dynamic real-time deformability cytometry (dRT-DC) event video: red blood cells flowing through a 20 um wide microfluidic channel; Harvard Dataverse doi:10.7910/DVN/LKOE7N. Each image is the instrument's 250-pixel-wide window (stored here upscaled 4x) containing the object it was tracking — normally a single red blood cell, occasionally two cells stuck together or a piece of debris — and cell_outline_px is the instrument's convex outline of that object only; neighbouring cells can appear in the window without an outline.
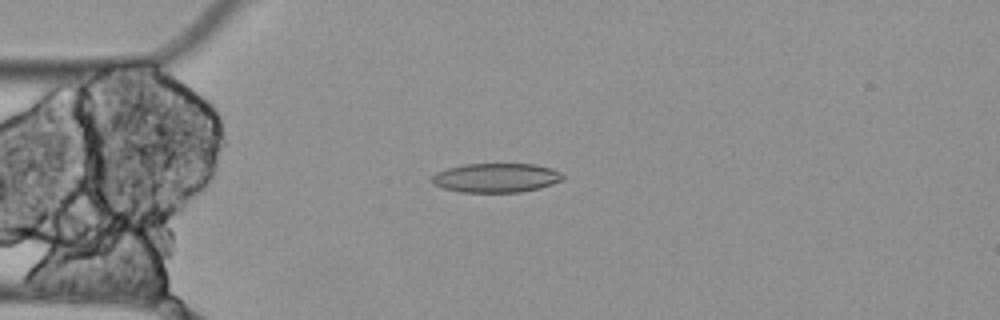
{"species": "Egyptian fruit bat (a non-hibernating species)", "species_latin": "Rousettus aegyptiacus", "temperature_condition": "cold", "stored_images_in_passage": 5, "camera_frame_rate_fps": 3000, "um_per_image_px": 0.085, "animal": {"sex": "female"}, "frame": {"image": 1, "passage_image": 4, "time_ms": 1.0, "image_size_px": [1000, 320], "cell_outline_px": [[564, 180], [540, 188], [520, 192], [460, 192], [444, 188], [432, 184], [428, 180], [436, 172], [448, 168], [464, 164], [536, 164], [552, 168], [560, 172], [564, 176]], "centroid_in_image_um": [42.16, 15.11], "position_along_channel_um": 42.8, "area_um2": 22.48}}